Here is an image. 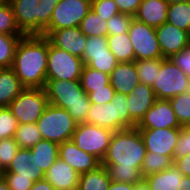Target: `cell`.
Masks as SVG:
<instances>
[{
	"label": "cell",
	"mask_w": 190,
	"mask_h": 190,
	"mask_svg": "<svg viewBox=\"0 0 190 190\" xmlns=\"http://www.w3.org/2000/svg\"><path fill=\"white\" fill-rule=\"evenodd\" d=\"M147 150L137 127L113 132L101 161L112 181L137 184L144 181L141 168Z\"/></svg>",
	"instance_id": "1"
},
{
	"label": "cell",
	"mask_w": 190,
	"mask_h": 190,
	"mask_svg": "<svg viewBox=\"0 0 190 190\" xmlns=\"http://www.w3.org/2000/svg\"><path fill=\"white\" fill-rule=\"evenodd\" d=\"M48 61V38L24 35L14 54L12 69L24 88H44Z\"/></svg>",
	"instance_id": "2"
},
{
	"label": "cell",
	"mask_w": 190,
	"mask_h": 190,
	"mask_svg": "<svg viewBox=\"0 0 190 190\" xmlns=\"http://www.w3.org/2000/svg\"><path fill=\"white\" fill-rule=\"evenodd\" d=\"M48 104L66 109L77 123H84L91 106L80 80L46 79L44 86Z\"/></svg>",
	"instance_id": "3"
},
{
	"label": "cell",
	"mask_w": 190,
	"mask_h": 190,
	"mask_svg": "<svg viewBox=\"0 0 190 190\" xmlns=\"http://www.w3.org/2000/svg\"><path fill=\"white\" fill-rule=\"evenodd\" d=\"M60 0H8L24 35H43Z\"/></svg>",
	"instance_id": "4"
},
{
	"label": "cell",
	"mask_w": 190,
	"mask_h": 190,
	"mask_svg": "<svg viewBox=\"0 0 190 190\" xmlns=\"http://www.w3.org/2000/svg\"><path fill=\"white\" fill-rule=\"evenodd\" d=\"M36 124L42 139L62 144L72 140L78 123L66 109L48 104Z\"/></svg>",
	"instance_id": "5"
},
{
	"label": "cell",
	"mask_w": 190,
	"mask_h": 190,
	"mask_svg": "<svg viewBox=\"0 0 190 190\" xmlns=\"http://www.w3.org/2000/svg\"><path fill=\"white\" fill-rule=\"evenodd\" d=\"M152 89L157 99L169 100L190 90V77L169 58H162Z\"/></svg>",
	"instance_id": "6"
},
{
	"label": "cell",
	"mask_w": 190,
	"mask_h": 190,
	"mask_svg": "<svg viewBox=\"0 0 190 190\" xmlns=\"http://www.w3.org/2000/svg\"><path fill=\"white\" fill-rule=\"evenodd\" d=\"M47 105L44 88H24L8 108L17 118L18 124H25L36 123Z\"/></svg>",
	"instance_id": "7"
},
{
	"label": "cell",
	"mask_w": 190,
	"mask_h": 190,
	"mask_svg": "<svg viewBox=\"0 0 190 190\" xmlns=\"http://www.w3.org/2000/svg\"><path fill=\"white\" fill-rule=\"evenodd\" d=\"M83 60L54 46L48 39L47 79L80 80Z\"/></svg>",
	"instance_id": "8"
},
{
	"label": "cell",
	"mask_w": 190,
	"mask_h": 190,
	"mask_svg": "<svg viewBox=\"0 0 190 190\" xmlns=\"http://www.w3.org/2000/svg\"><path fill=\"white\" fill-rule=\"evenodd\" d=\"M92 0H60L53 10L50 24L44 29L43 36L53 31L79 27L82 19L91 10Z\"/></svg>",
	"instance_id": "9"
},
{
	"label": "cell",
	"mask_w": 190,
	"mask_h": 190,
	"mask_svg": "<svg viewBox=\"0 0 190 190\" xmlns=\"http://www.w3.org/2000/svg\"><path fill=\"white\" fill-rule=\"evenodd\" d=\"M113 131L88 123H78L72 140L76 146L94 156L100 161L104 158Z\"/></svg>",
	"instance_id": "10"
},
{
	"label": "cell",
	"mask_w": 190,
	"mask_h": 190,
	"mask_svg": "<svg viewBox=\"0 0 190 190\" xmlns=\"http://www.w3.org/2000/svg\"><path fill=\"white\" fill-rule=\"evenodd\" d=\"M128 35L134 48L135 60L163 58L154 27L133 18Z\"/></svg>",
	"instance_id": "11"
},
{
	"label": "cell",
	"mask_w": 190,
	"mask_h": 190,
	"mask_svg": "<svg viewBox=\"0 0 190 190\" xmlns=\"http://www.w3.org/2000/svg\"><path fill=\"white\" fill-rule=\"evenodd\" d=\"M139 131L147 152L169 156L173 160L180 128L139 129Z\"/></svg>",
	"instance_id": "12"
},
{
	"label": "cell",
	"mask_w": 190,
	"mask_h": 190,
	"mask_svg": "<svg viewBox=\"0 0 190 190\" xmlns=\"http://www.w3.org/2000/svg\"><path fill=\"white\" fill-rule=\"evenodd\" d=\"M155 31L163 58H170L190 44V33L171 23H163Z\"/></svg>",
	"instance_id": "13"
},
{
	"label": "cell",
	"mask_w": 190,
	"mask_h": 190,
	"mask_svg": "<svg viewBox=\"0 0 190 190\" xmlns=\"http://www.w3.org/2000/svg\"><path fill=\"white\" fill-rule=\"evenodd\" d=\"M138 129L181 128L169 100L156 99L136 126Z\"/></svg>",
	"instance_id": "14"
},
{
	"label": "cell",
	"mask_w": 190,
	"mask_h": 190,
	"mask_svg": "<svg viewBox=\"0 0 190 190\" xmlns=\"http://www.w3.org/2000/svg\"><path fill=\"white\" fill-rule=\"evenodd\" d=\"M156 96L149 85L139 82L127 95L129 111V129L135 128L144 118L146 112L154 105Z\"/></svg>",
	"instance_id": "15"
},
{
	"label": "cell",
	"mask_w": 190,
	"mask_h": 190,
	"mask_svg": "<svg viewBox=\"0 0 190 190\" xmlns=\"http://www.w3.org/2000/svg\"><path fill=\"white\" fill-rule=\"evenodd\" d=\"M59 158L70 165L79 175L97 169L101 161L94 155L79 149L73 140L59 144Z\"/></svg>",
	"instance_id": "16"
},
{
	"label": "cell",
	"mask_w": 190,
	"mask_h": 190,
	"mask_svg": "<svg viewBox=\"0 0 190 190\" xmlns=\"http://www.w3.org/2000/svg\"><path fill=\"white\" fill-rule=\"evenodd\" d=\"M47 38L54 46L82 59L87 36L80 27L55 30Z\"/></svg>",
	"instance_id": "17"
},
{
	"label": "cell",
	"mask_w": 190,
	"mask_h": 190,
	"mask_svg": "<svg viewBox=\"0 0 190 190\" xmlns=\"http://www.w3.org/2000/svg\"><path fill=\"white\" fill-rule=\"evenodd\" d=\"M4 173H17V177L29 178L34 182L43 180L45 176L31 150L23 148H19Z\"/></svg>",
	"instance_id": "18"
},
{
	"label": "cell",
	"mask_w": 190,
	"mask_h": 190,
	"mask_svg": "<svg viewBox=\"0 0 190 190\" xmlns=\"http://www.w3.org/2000/svg\"><path fill=\"white\" fill-rule=\"evenodd\" d=\"M44 179L55 190H69L78 187L79 174L64 160L58 158L45 172Z\"/></svg>",
	"instance_id": "19"
},
{
	"label": "cell",
	"mask_w": 190,
	"mask_h": 190,
	"mask_svg": "<svg viewBox=\"0 0 190 190\" xmlns=\"http://www.w3.org/2000/svg\"><path fill=\"white\" fill-rule=\"evenodd\" d=\"M109 81L115 92L129 95L139 84L135 62H121L112 70Z\"/></svg>",
	"instance_id": "20"
},
{
	"label": "cell",
	"mask_w": 190,
	"mask_h": 190,
	"mask_svg": "<svg viewBox=\"0 0 190 190\" xmlns=\"http://www.w3.org/2000/svg\"><path fill=\"white\" fill-rule=\"evenodd\" d=\"M169 3L166 0H142L133 18L154 28L167 22Z\"/></svg>",
	"instance_id": "21"
},
{
	"label": "cell",
	"mask_w": 190,
	"mask_h": 190,
	"mask_svg": "<svg viewBox=\"0 0 190 190\" xmlns=\"http://www.w3.org/2000/svg\"><path fill=\"white\" fill-rule=\"evenodd\" d=\"M85 123L104 127L113 132L117 131L115 93L112 100L104 105L91 103Z\"/></svg>",
	"instance_id": "22"
},
{
	"label": "cell",
	"mask_w": 190,
	"mask_h": 190,
	"mask_svg": "<svg viewBox=\"0 0 190 190\" xmlns=\"http://www.w3.org/2000/svg\"><path fill=\"white\" fill-rule=\"evenodd\" d=\"M183 175L174 163L161 172L144 177L150 190H179V183Z\"/></svg>",
	"instance_id": "23"
},
{
	"label": "cell",
	"mask_w": 190,
	"mask_h": 190,
	"mask_svg": "<svg viewBox=\"0 0 190 190\" xmlns=\"http://www.w3.org/2000/svg\"><path fill=\"white\" fill-rule=\"evenodd\" d=\"M23 89L11 67L0 68V107H8Z\"/></svg>",
	"instance_id": "24"
},
{
	"label": "cell",
	"mask_w": 190,
	"mask_h": 190,
	"mask_svg": "<svg viewBox=\"0 0 190 190\" xmlns=\"http://www.w3.org/2000/svg\"><path fill=\"white\" fill-rule=\"evenodd\" d=\"M107 42L109 50L119 63L135 61L134 48L128 33L107 35Z\"/></svg>",
	"instance_id": "25"
},
{
	"label": "cell",
	"mask_w": 190,
	"mask_h": 190,
	"mask_svg": "<svg viewBox=\"0 0 190 190\" xmlns=\"http://www.w3.org/2000/svg\"><path fill=\"white\" fill-rule=\"evenodd\" d=\"M111 179L107 169L101 165L97 169L79 175L80 190H108Z\"/></svg>",
	"instance_id": "26"
},
{
	"label": "cell",
	"mask_w": 190,
	"mask_h": 190,
	"mask_svg": "<svg viewBox=\"0 0 190 190\" xmlns=\"http://www.w3.org/2000/svg\"><path fill=\"white\" fill-rule=\"evenodd\" d=\"M32 154L36 157L38 165L45 173L59 158V144L46 139L38 141L31 149Z\"/></svg>",
	"instance_id": "27"
},
{
	"label": "cell",
	"mask_w": 190,
	"mask_h": 190,
	"mask_svg": "<svg viewBox=\"0 0 190 190\" xmlns=\"http://www.w3.org/2000/svg\"><path fill=\"white\" fill-rule=\"evenodd\" d=\"M167 22L190 33V1L169 4Z\"/></svg>",
	"instance_id": "28"
},
{
	"label": "cell",
	"mask_w": 190,
	"mask_h": 190,
	"mask_svg": "<svg viewBox=\"0 0 190 190\" xmlns=\"http://www.w3.org/2000/svg\"><path fill=\"white\" fill-rule=\"evenodd\" d=\"M41 139L42 136L36 123L18 124L14 140L20 148L31 149Z\"/></svg>",
	"instance_id": "29"
},
{
	"label": "cell",
	"mask_w": 190,
	"mask_h": 190,
	"mask_svg": "<svg viewBox=\"0 0 190 190\" xmlns=\"http://www.w3.org/2000/svg\"><path fill=\"white\" fill-rule=\"evenodd\" d=\"M80 83L88 94L92 89L104 88V86L108 85L110 83L109 74L84 65L80 76Z\"/></svg>",
	"instance_id": "30"
},
{
	"label": "cell",
	"mask_w": 190,
	"mask_h": 190,
	"mask_svg": "<svg viewBox=\"0 0 190 190\" xmlns=\"http://www.w3.org/2000/svg\"><path fill=\"white\" fill-rule=\"evenodd\" d=\"M134 62L139 81L152 87L157 77V71H160L162 58L135 60Z\"/></svg>",
	"instance_id": "31"
},
{
	"label": "cell",
	"mask_w": 190,
	"mask_h": 190,
	"mask_svg": "<svg viewBox=\"0 0 190 190\" xmlns=\"http://www.w3.org/2000/svg\"><path fill=\"white\" fill-rule=\"evenodd\" d=\"M81 31L87 36H107V20L96 14L92 9L82 19Z\"/></svg>",
	"instance_id": "32"
},
{
	"label": "cell",
	"mask_w": 190,
	"mask_h": 190,
	"mask_svg": "<svg viewBox=\"0 0 190 190\" xmlns=\"http://www.w3.org/2000/svg\"><path fill=\"white\" fill-rule=\"evenodd\" d=\"M23 36L0 33V68L12 67L16 46Z\"/></svg>",
	"instance_id": "33"
},
{
	"label": "cell",
	"mask_w": 190,
	"mask_h": 190,
	"mask_svg": "<svg viewBox=\"0 0 190 190\" xmlns=\"http://www.w3.org/2000/svg\"><path fill=\"white\" fill-rule=\"evenodd\" d=\"M82 60L84 65L109 75L119 63L110 50H108V54L83 55Z\"/></svg>",
	"instance_id": "34"
},
{
	"label": "cell",
	"mask_w": 190,
	"mask_h": 190,
	"mask_svg": "<svg viewBox=\"0 0 190 190\" xmlns=\"http://www.w3.org/2000/svg\"><path fill=\"white\" fill-rule=\"evenodd\" d=\"M173 164V160L169 156H163L159 153L147 152L141 168L143 177L150 174L166 170Z\"/></svg>",
	"instance_id": "35"
},
{
	"label": "cell",
	"mask_w": 190,
	"mask_h": 190,
	"mask_svg": "<svg viewBox=\"0 0 190 190\" xmlns=\"http://www.w3.org/2000/svg\"><path fill=\"white\" fill-rule=\"evenodd\" d=\"M181 127L190 126V90L169 99Z\"/></svg>",
	"instance_id": "36"
},
{
	"label": "cell",
	"mask_w": 190,
	"mask_h": 190,
	"mask_svg": "<svg viewBox=\"0 0 190 190\" xmlns=\"http://www.w3.org/2000/svg\"><path fill=\"white\" fill-rule=\"evenodd\" d=\"M0 33L7 35H24L18 28L12 6L6 2L0 7Z\"/></svg>",
	"instance_id": "37"
},
{
	"label": "cell",
	"mask_w": 190,
	"mask_h": 190,
	"mask_svg": "<svg viewBox=\"0 0 190 190\" xmlns=\"http://www.w3.org/2000/svg\"><path fill=\"white\" fill-rule=\"evenodd\" d=\"M18 128L17 118L8 107H0V140L14 137Z\"/></svg>",
	"instance_id": "38"
},
{
	"label": "cell",
	"mask_w": 190,
	"mask_h": 190,
	"mask_svg": "<svg viewBox=\"0 0 190 190\" xmlns=\"http://www.w3.org/2000/svg\"><path fill=\"white\" fill-rule=\"evenodd\" d=\"M127 104V95L115 92L117 131L129 129V111Z\"/></svg>",
	"instance_id": "39"
},
{
	"label": "cell",
	"mask_w": 190,
	"mask_h": 190,
	"mask_svg": "<svg viewBox=\"0 0 190 190\" xmlns=\"http://www.w3.org/2000/svg\"><path fill=\"white\" fill-rule=\"evenodd\" d=\"M132 15L119 13L107 20V35L128 33Z\"/></svg>",
	"instance_id": "40"
},
{
	"label": "cell",
	"mask_w": 190,
	"mask_h": 190,
	"mask_svg": "<svg viewBox=\"0 0 190 190\" xmlns=\"http://www.w3.org/2000/svg\"><path fill=\"white\" fill-rule=\"evenodd\" d=\"M19 148L14 137L0 140V162L5 169L9 166Z\"/></svg>",
	"instance_id": "41"
},
{
	"label": "cell",
	"mask_w": 190,
	"mask_h": 190,
	"mask_svg": "<svg viewBox=\"0 0 190 190\" xmlns=\"http://www.w3.org/2000/svg\"><path fill=\"white\" fill-rule=\"evenodd\" d=\"M107 36L87 37L86 46L83 55L108 54Z\"/></svg>",
	"instance_id": "42"
},
{
	"label": "cell",
	"mask_w": 190,
	"mask_h": 190,
	"mask_svg": "<svg viewBox=\"0 0 190 190\" xmlns=\"http://www.w3.org/2000/svg\"><path fill=\"white\" fill-rule=\"evenodd\" d=\"M91 9L105 20L120 13L114 0H92Z\"/></svg>",
	"instance_id": "43"
},
{
	"label": "cell",
	"mask_w": 190,
	"mask_h": 190,
	"mask_svg": "<svg viewBox=\"0 0 190 190\" xmlns=\"http://www.w3.org/2000/svg\"><path fill=\"white\" fill-rule=\"evenodd\" d=\"M188 154H190V126L180 128V135L175 146L173 158H182Z\"/></svg>",
	"instance_id": "44"
},
{
	"label": "cell",
	"mask_w": 190,
	"mask_h": 190,
	"mask_svg": "<svg viewBox=\"0 0 190 190\" xmlns=\"http://www.w3.org/2000/svg\"><path fill=\"white\" fill-rule=\"evenodd\" d=\"M114 93L115 90L109 83L104 86V88L92 89V91L88 93V97L91 103H99L104 105L112 100Z\"/></svg>",
	"instance_id": "45"
},
{
	"label": "cell",
	"mask_w": 190,
	"mask_h": 190,
	"mask_svg": "<svg viewBox=\"0 0 190 190\" xmlns=\"http://www.w3.org/2000/svg\"><path fill=\"white\" fill-rule=\"evenodd\" d=\"M3 177L10 190H30L34 184L29 178L17 177V173H4Z\"/></svg>",
	"instance_id": "46"
},
{
	"label": "cell",
	"mask_w": 190,
	"mask_h": 190,
	"mask_svg": "<svg viewBox=\"0 0 190 190\" xmlns=\"http://www.w3.org/2000/svg\"><path fill=\"white\" fill-rule=\"evenodd\" d=\"M169 59L190 77V44L185 50L173 54Z\"/></svg>",
	"instance_id": "47"
},
{
	"label": "cell",
	"mask_w": 190,
	"mask_h": 190,
	"mask_svg": "<svg viewBox=\"0 0 190 190\" xmlns=\"http://www.w3.org/2000/svg\"><path fill=\"white\" fill-rule=\"evenodd\" d=\"M120 13L134 16L142 0H114Z\"/></svg>",
	"instance_id": "48"
},
{
	"label": "cell",
	"mask_w": 190,
	"mask_h": 190,
	"mask_svg": "<svg viewBox=\"0 0 190 190\" xmlns=\"http://www.w3.org/2000/svg\"><path fill=\"white\" fill-rule=\"evenodd\" d=\"M174 165L184 176H190V154L182 158H173Z\"/></svg>",
	"instance_id": "49"
},
{
	"label": "cell",
	"mask_w": 190,
	"mask_h": 190,
	"mask_svg": "<svg viewBox=\"0 0 190 190\" xmlns=\"http://www.w3.org/2000/svg\"><path fill=\"white\" fill-rule=\"evenodd\" d=\"M108 190H135V184L111 181Z\"/></svg>",
	"instance_id": "50"
},
{
	"label": "cell",
	"mask_w": 190,
	"mask_h": 190,
	"mask_svg": "<svg viewBox=\"0 0 190 190\" xmlns=\"http://www.w3.org/2000/svg\"><path fill=\"white\" fill-rule=\"evenodd\" d=\"M30 190H55V188L45 179L34 182Z\"/></svg>",
	"instance_id": "51"
},
{
	"label": "cell",
	"mask_w": 190,
	"mask_h": 190,
	"mask_svg": "<svg viewBox=\"0 0 190 190\" xmlns=\"http://www.w3.org/2000/svg\"><path fill=\"white\" fill-rule=\"evenodd\" d=\"M178 186L179 190H190V176L183 175Z\"/></svg>",
	"instance_id": "52"
},
{
	"label": "cell",
	"mask_w": 190,
	"mask_h": 190,
	"mask_svg": "<svg viewBox=\"0 0 190 190\" xmlns=\"http://www.w3.org/2000/svg\"><path fill=\"white\" fill-rule=\"evenodd\" d=\"M135 190H150L145 181L135 184Z\"/></svg>",
	"instance_id": "53"
},
{
	"label": "cell",
	"mask_w": 190,
	"mask_h": 190,
	"mask_svg": "<svg viewBox=\"0 0 190 190\" xmlns=\"http://www.w3.org/2000/svg\"><path fill=\"white\" fill-rule=\"evenodd\" d=\"M0 190H10L4 177H0Z\"/></svg>",
	"instance_id": "54"
},
{
	"label": "cell",
	"mask_w": 190,
	"mask_h": 190,
	"mask_svg": "<svg viewBox=\"0 0 190 190\" xmlns=\"http://www.w3.org/2000/svg\"><path fill=\"white\" fill-rule=\"evenodd\" d=\"M169 4L180 3V2H189L190 0H166Z\"/></svg>",
	"instance_id": "55"
},
{
	"label": "cell",
	"mask_w": 190,
	"mask_h": 190,
	"mask_svg": "<svg viewBox=\"0 0 190 190\" xmlns=\"http://www.w3.org/2000/svg\"><path fill=\"white\" fill-rule=\"evenodd\" d=\"M5 172V168L2 166L1 162H0V177H2L4 175Z\"/></svg>",
	"instance_id": "56"
},
{
	"label": "cell",
	"mask_w": 190,
	"mask_h": 190,
	"mask_svg": "<svg viewBox=\"0 0 190 190\" xmlns=\"http://www.w3.org/2000/svg\"><path fill=\"white\" fill-rule=\"evenodd\" d=\"M6 2H8V0H0V7H1L2 5H4Z\"/></svg>",
	"instance_id": "57"
},
{
	"label": "cell",
	"mask_w": 190,
	"mask_h": 190,
	"mask_svg": "<svg viewBox=\"0 0 190 190\" xmlns=\"http://www.w3.org/2000/svg\"><path fill=\"white\" fill-rule=\"evenodd\" d=\"M69 190H80V189L78 187H76V188L69 189Z\"/></svg>",
	"instance_id": "58"
}]
</instances>
